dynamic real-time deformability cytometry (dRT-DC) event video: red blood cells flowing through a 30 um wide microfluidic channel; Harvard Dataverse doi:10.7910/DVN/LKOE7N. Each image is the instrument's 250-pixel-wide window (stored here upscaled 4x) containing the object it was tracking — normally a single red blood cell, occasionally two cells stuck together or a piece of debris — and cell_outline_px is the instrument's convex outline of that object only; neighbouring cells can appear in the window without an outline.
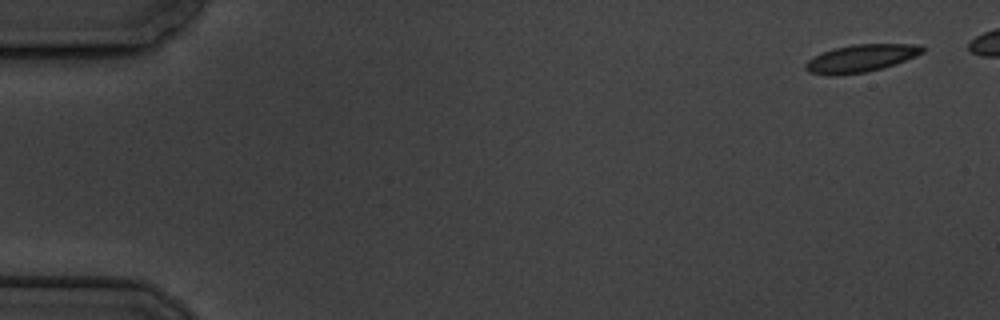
{"species": "common noctule bat (a hibernating species)", "species_latin": "Nyctalus noctula", "temperature_condition": "cold", "stored_images_in_passage": 6, "camera_frame_rate_fps": 3000, "um_per_image_px": 0.085, "animal": {"sex": "male", "body_mass_g": 19.5, "forearm_length_mm": 54.6}, "frame": {"image": 1, "passage_image": 1, "time_ms": 0.0, "image_size_px": [1000, 320], "cell_outline_px": [[924, 52], [916, 56], [880, 68], [864, 72], [840, 76], [828, 76], [808, 72], [804, 68], [804, 64], [808, 60], [820, 52], [852, 44], [912, 44], [924, 48]], "centroid_in_image_um": [73.08, 4.97], "position_along_channel_um": 11.9, "area_um2": 18.67}}